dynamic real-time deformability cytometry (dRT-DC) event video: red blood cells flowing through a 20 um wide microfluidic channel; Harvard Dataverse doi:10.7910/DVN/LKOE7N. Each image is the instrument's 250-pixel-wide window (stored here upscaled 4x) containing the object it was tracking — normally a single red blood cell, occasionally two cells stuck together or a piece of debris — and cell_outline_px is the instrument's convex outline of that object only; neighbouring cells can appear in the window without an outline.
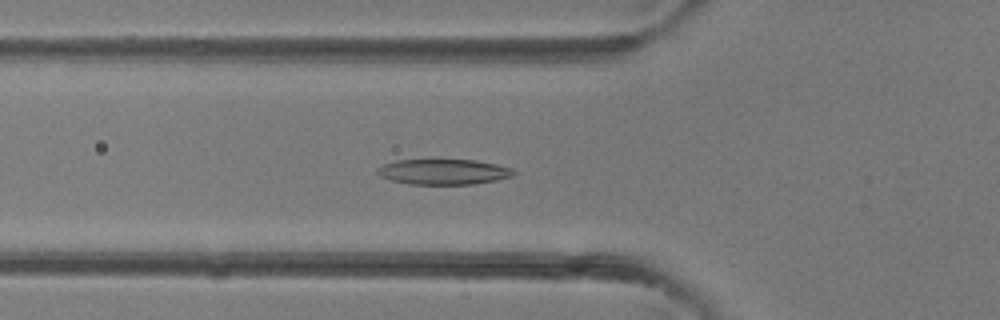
{"species": "common noctule bat (a hibernating species)", "species_latin": "Nyctalus noctula", "temperature_condition": "room temperature", "stored_images_in_passage": 39, "camera_frame_rate_fps": 3000, "um_per_image_px": 0.085, "animal": {"sex": "female"}, "frame": {"image": 1, "passage_image": 14, "time_ms": 4.333, "image_size_px": [1000, 320], "cell_outline_px": [[516, 172], [512, 176], [496, 180], [476, 184], [408, 184], [392, 180], [380, 176], [376, 172], [376, 168], [384, 164], [396, 160], [476, 160], [496, 164], [512, 168]], "centroid_in_image_um": [37.7, 14.6], "position_along_channel_um": 88.1, "area_um2": 20.17}}
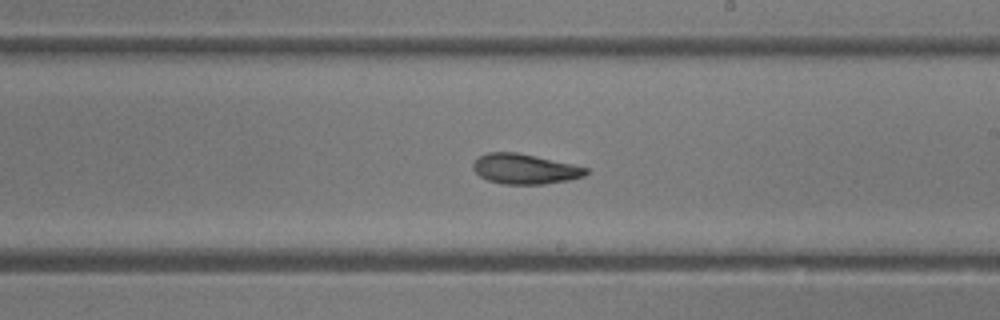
{"frame": {"image": 2, "passage_image": 23, "time_ms": 7.333, "image_size_px": [1000, 320], "cell_outline_px": [[588, 172], [584, 176], [572, 180], [544, 184], [504, 184], [488, 180], [480, 176], [472, 168], [472, 164], [480, 156], [488, 152], [516, 152], [572, 164], [588, 168]], "centroid_in_image_um": [44.62, 14.37], "position_along_channel_um": 244.4, "area_um2": 19.71}}
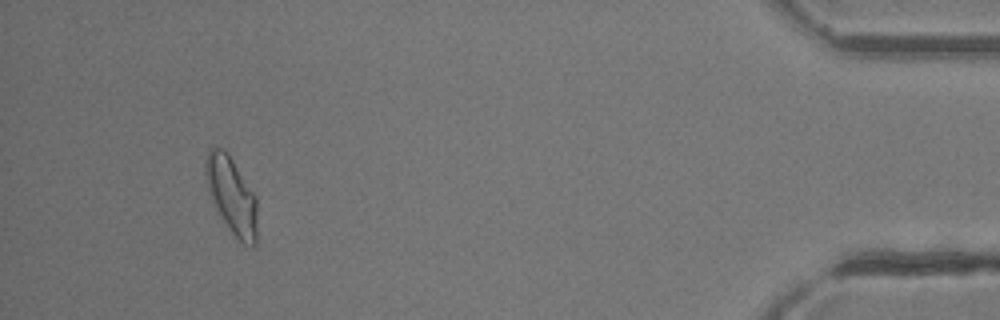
{"frame": {"image": 3, "passage_image": 37, "time_ms": 12.0, "image_size_px": [1000, 320], "cell_outline_px": [[256, 244], [252, 248], [244, 244], [228, 228], [216, 208], [212, 200], [208, 188], [204, 172], [204, 160], [208, 148], [212, 144], [228, 152], [256, 196]], "centroid_in_image_um": [19.66, 16.55], "position_along_channel_um": 415.5, "area_um2": 23.24}}